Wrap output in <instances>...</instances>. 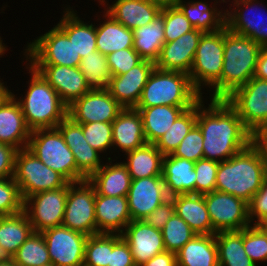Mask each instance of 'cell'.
<instances>
[{"label":"cell","mask_w":267,"mask_h":266,"mask_svg":"<svg viewBox=\"0 0 267 266\" xmlns=\"http://www.w3.org/2000/svg\"><path fill=\"white\" fill-rule=\"evenodd\" d=\"M204 96L197 102V120L203 136L204 159L223 162L250 145V131L225 99Z\"/></svg>","instance_id":"1"},{"label":"cell","mask_w":267,"mask_h":266,"mask_svg":"<svg viewBox=\"0 0 267 266\" xmlns=\"http://www.w3.org/2000/svg\"><path fill=\"white\" fill-rule=\"evenodd\" d=\"M261 49L251 38L234 34L225 26L223 68L220 79L209 90V99H225L254 77Z\"/></svg>","instance_id":"2"},{"label":"cell","mask_w":267,"mask_h":266,"mask_svg":"<svg viewBox=\"0 0 267 266\" xmlns=\"http://www.w3.org/2000/svg\"><path fill=\"white\" fill-rule=\"evenodd\" d=\"M26 69L31 75L25 96L17 97L11 90L9 92L19 102L25 122L31 131L37 129L56 128L67 116L68 106L52 86L28 63Z\"/></svg>","instance_id":"3"},{"label":"cell","mask_w":267,"mask_h":266,"mask_svg":"<svg viewBox=\"0 0 267 266\" xmlns=\"http://www.w3.org/2000/svg\"><path fill=\"white\" fill-rule=\"evenodd\" d=\"M265 177L261 156L250 144L228 160L219 162L215 190L249 203Z\"/></svg>","instance_id":"4"},{"label":"cell","mask_w":267,"mask_h":266,"mask_svg":"<svg viewBox=\"0 0 267 266\" xmlns=\"http://www.w3.org/2000/svg\"><path fill=\"white\" fill-rule=\"evenodd\" d=\"M202 97L192 85L188 74L154 68L136 107H192Z\"/></svg>","instance_id":"5"},{"label":"cell","mask_w":267,"mask_h":266,"mask_svg":"<svg viewBox=\"0 0 267 266\" xmlns=\"http://www.w3.org/2000/svg\"><path fill=\"white\" fill-rule=\"evenodd\" d=\"M27 149L69 183L87 179L77 169L74 155L57 127L31 131Z\"/></svg>","instance_id":"6"},{"label":"cell","mask_w":267,"mask_h":266,"mask_svg":"<svg viewBox=\"0 0 267 266\" xmlns=\"http://www.w3.org/2000/svg\"><path fill=\"white\" fill-rule=\"evenodd\" d=\"M24 47V57L29 65H61L78 67L81 61L73 42L54 25L46 33L36 37Z\"/></svg>","instance_id":"7"},{"label":"cell","mask_w":267,"mask_h":266,"mask_svg":"<svg viewBox=\"0 0 267 266\" xmlns=\"http://www.w3.org/2000/svg\"><path fill=\"white\" fill-rule=\"evenodd\" d=\"M23 201L38 192L65 187L69 182L47 167L27 148L17 151L13 176Z\"/></svg>","instance_id":"8"},{"label":"cell","mask_w":267,"mask_h":266,"mask_svg":"<svg viewBox=\"0 0 267 266\" xmlns=\"http://www.w3.org/2000/svg\"><path fill=\"white\" fill-rule=\"evenodd\" d=\"M223 53L224 28L202 35L189 72L192 85L201 95L204 94V86L211 88L220 79Z\"/></svg>","instance_id":"9"},{"label":"cell","mask_w":267,"mask_h":266,"mask_svg":"<svg viewBox=\"0 0 267 266\" xmlns=\"http://www.w3.org/2000/svg\"><path fill=\"white\" fill-rule=\"evenodd\" d=\"M95 198V188L88 179L68 183L62 225L87 236L96 234Z\"/></svg>","instance_id":"10"},{"label":"cell","mask_w":267,"mask_h":266,"mask_svg":"<svg viewBox=\"0 0 267 266\" xmlns=\"http://www.w3.org/2000/svg\"><path fill=\"white\" fill-rule=\"evenodd\" d=\"M68 184L55 190L38 192L27 197L23 211L27 214L34 232H43L63 223Z\"/></svg>","instance_id":"11"},{"label":"cell","mask_w":267,"mask_h":266,"mask_svg":"<svg viewBox=\"0 0 267 266\" xmlns=\"http://www.w3.org/2000/svg\"><path fill=\"white\" fill-rule=\"evenodd\" d=\"M259 2L258 0H237L231 2L229 10L228 8L225 10V26L230 32L251 38L261 47H267V18L264 15L266 14L264 13L265 11L263 12L265 10L262 7L264 3L262 4L261 0L260 5Z\"/></svg>","instance_id":"12"},{"label":"cell","mask_w":267,"mask_h":266,"mask_svg":"<svg viewBox=\"0 0 267 266\" xmlns=\"http://www.w3.org/2000/svg\"><path fill=\"white\" fill-rule=\"evenodd\" d=\"M225 100L251 132L267 118V80L252 77Z\"/></svg>","instance_id":"13"},{"label":"cell","mask_w":267,"mask_h":266,"mask_svg":"<svg viewBox=\"0 0 267 266\" xmlns=\"http://www.w3.org/2000/svg\"><path fill=\"white\" fill-rule=\"evenodd\" d=\"M204 200L216 233L242 230L251 225L248 203L244 200L217 190L204 194Z\"/></svg>","instance_id":"14"},{"label":"cell","mask_w":267,"mask_h":266,"mask_svg":"<svg viewBox=\"0 0 267 266\" xmlns=\"http://www.w3.org/2000/svg\"><path fill=\"white\" fill-rule=\"evenodd\" d=\"M42 233L51 263L55 266H83L88 236L63 225Z\"/></svg>","instance_id":"15"},{"label":"cell","mask_w":267,"mask_h":266,"mask_svg":"<svg viewBox=\"0 0 267 266\" xmlns=\"http://www.w3.org/2000/svg\"><path fill=\"white\" fill-rule=\"evenodd\" d=\"M124 109L107 88L94 89L74 100L67 109V116L79 124L113 122Z\"/></svg>","instance_id":"16"},{"label":"cell","mask_w":267,"mask_h":266,"mask_svg":"<svg viewBox=\"0 0 267 266\" xmlns=\"http://www.w3.org/2000/svg\"><path fill=\"white\" fill-rule=\"evenodd\" d=\"M128 209L133 220H143L155 208L166 201V193L162 176L133 179L127 195Z\"/></svg>","instance_id":"17"},{"label":"cell","mask_w":267,"mask_h":266,"mask_svg":"<svg viewBox=\"0 0 267 266\" xmlns=\"http://www.w3.org/2000/svg\"><path fill=\"white\" fill-rule=\"evenodd\" d=\"M154 68L155 62L143 59L128 72L112 76L107 89L122 107L135 108Z\"/></svg>","instance_id":"18"},{"label":"cell","mask_w":267,"mask_h":266,"mask_svg":"<svg viewBox=\"0 0 267 266\" xmlns=\"http://www.w3.org/2000/svg\"><path fill=\"white\" fill-rule=\"evenodd\" d=\"M30 66L43 76L67 106L91 90L85 76L78 67L61 65Z\"/></svg>","instance_id":"19"},{"label":"cell","mask_w":267,"mask_h":266,"mask_svg":"<svg viewBox=\"0 0 267 266\" xmlns=\"http://www.w3.org/2000/svg\"><path fill=\"white\" fill-rule=\"evenodd\" d=\"M57 128L74 155L77 169L88 179L103 166L101 153L87 143L82 124L76 123L70 117L66 116Z\"/></svg>","instance_id":"20"},{"label":"cell","mask_w":267,"mask_h":266,"mask_svg":"<svg viewBox=\"0 0 267 266\" xmlns=\"http://www.w3.org/2000/svg\"><path fill=\"white\" fill-rule=\"evenodd\" d=\"M204 32L192 30L172 42H165L155 61V68L189 75L199 41Z\"/></svg>","instance_id":"21"},{"label":"cell","mask_w":267,"mask_h":266,"mask_svg":"<svg viewBox=\"0 0 267 266\" xmlns=\"http://www.w3.org/2000/svg\"><path fill=\"white\" fill-rule=\"evenodd\" d=\"M121 236L132 251L136 266H141L155 255L166 251L161 230L151 227L143 220L131 221Z\"/></svg>","instance_id":"22"},{"label":"cell","mask_w":267,"mask_h":266,"mask_svg":"<svg viewBox=\"0 0 267 266\" xmlns=\"http://www.w3.org/2000/svg\"><path fill=\"white\" fill-rule=\"evenodd\" d=\"M30 135L20 104L8 91L0 99V143L24 149Z\"/></svg>","instance_id":"23"},{"label":"cell","mask_w":267,"mask_h":266,"mask_svg":"<svg viewBox=\"0 0 267 266\" xmlns=\"http://www.w3.org/2000/svg\"><path fill=\"white\" fill-rule=\"evenodd\" d=\"M98 3L104 5V10L117 22L131 30L154 21L162 9L151 0H115L111 5L107 0H98Z\"/></svg>","instance_id":"24"},{"label":"cell","mask_w":267,"mask_h":266,"mask_svg":"<svg viewBox=\"0 0 267 266\" xmlns=\"http://www.w3.org/2000/svg\"><path fill=\"white\" fill-rule=\"evenodd\" d=\"M95 220L97 233L121 234L132 221L127 196L96 195Z\"/></svg>","instance_id":"25"},{"label":"cell","mask_w":267,"mask_h":266,"mask_svg":"<svg viewBox=\"0 0 267 266\" xmlns=\"http://www.w3.org/2000/svg\"><path fill=\"white\" fill-rule=\"evenodd\" d=\"M113 152L133 151L145 145L142 117L135 108H124L112 122Z\"/></svg>","instance_id":"26"},{"label":"cell","mask_w":267,"mask_h":266,"mask_svg":"<svg viewBox=\"0 0 267 266\" xmlns=\"http://www.w3.org/2000/svg\"><path fill=\"white\" fill-rule=\"evenodd\" d=\"M195 162L172 154L163 159L162 178L169 197L177 194H196Z\"/></svg>","instance_id":"27"},{"label":"cell","mask_w":267,"mask_h":266,"mask_svg":"<svg viewBox=\"0 0 267 266\" xmlns=\"http://www.w3.org/2000/svg\"><path fill=\"white\" fill-rule=\"evenodd\" d=\"M63 17L60 18L57 26L67 35L69 40L73 42L76 54L81 59L88 56L89 53L97 51L96 45V24L86 23L83 18L71 8L70 5L64 6Z\"/></svg>","instance_id":"28"},{"label":"cell","mask_w":267,"mask_h":266,"mask_svg":"<svg viewBox=\"0 0 267 266\" xmlns=\"http://www.w3.org/2000/svg\"><path fill=\"white\" fill-rule=\"evenodd\" d=\"M107 161L88 181L94 186L96 195L127 196L132 179L126 165L122 161L112 163L110 156Z\"/></svg>","instance_id":"29"},{"label":"cell","mask_w":267,"mask_h":266,"mask_svg":"<svg viewBox=\"0 0 267 266\" xmlns=\"http://www.w3.org/2000/svg\"><path fill=\"white\" fill-rule=\"evenodd\" d=\"M176 214L181 217L198 235H213L212 222L207 210L204 195L177 194L171 196Z\"/></svg>","instance_id":"30"},{"label":"cell","mask_w":267,"mask_h":266,"mask_svg":"<svg viewBox=\"0 0 267 266\" xmlns=\"http://www.w3.org/2000/svg\"><path fill=\"white\" fill-rule=\"evenodd\" d=\"M213 5L208 2L188 0H177L175 5L189 20L194 29L204 33H212L225 27V9L220 10L218 0H213Z\"/></svg>","instance_id":"31"},{"label":"cell","mask_w":267,"mask_h":266,"mask_svg":"<svg viewBox=\"0 0 267 266\" xmlns=\"http://www.w3.org/2000/svg\"><path fill=\"white\" fill-rule=\"evenodd\" d=\"M101 16L104 22L96 25L97 51L107 56L117 50L133 48V30L117 22L105 10Z\"/></svg>","instance_id":"32"},{"label":"cell","mask_w":267,"mask_h":266,"mask_svg":"<svg viewBox=\"0 0 267 266\" xmlns=\"http://www.w3.org/2000/svg\"><path fill=\"white\" fill-rule=\"evenodd\" d=\"M176 260L178 266H219L215 234H196L176 253Z\"/></svg>","instance_id":"33"},{"label":"cell","mask_w":267,"mask_h":266,"mask_svg":"<svg viewBox=\"0 0 267 266\" xmlns=\"http://www.w3.org/2000/svg\"><path fill=\"white\" fill-rule=\"evenodd\" d=\"M188 108L190 107L168 105L135 107L142 117L146 142L155 144L170 129L177 117Z\"/></svg>","instance_id":"34"},{"label":"cell","mask_w":267,"mask_h":266,"mask_svg":"<svg viewBox=\"0 0 267 266\" xmlns=\"http://www.w3.org/2000/svg\"><path fill=\"white\" fill-rule=\"evenodd\" d=\"M122 161L131 176V179H141L153 176H162L164 155L155 144L146 143L140 148L127 152Z\"/></svg>","instance_id":"35"},{"label":"cell","mask_w":267,"mask_h":266,"mask_svg":"<svg viewBox=\"0 0 267 266\" xmlns=\"http://www.w3.org/2000/svg\"><path fill=\"white\" fill-rule=\"evenodd\" d=\"M33 232L32 224L24 211L0 216V247L10 258Z\"/></svg>","instance_id":"36"},{"label":"cell","mask_w":267,"mask_h":266,"mask_svg":"<svg viewBox=\"0 0 267 266\" xmlns=\"http://www.w3.org/2000/svg\"><path fill=\"white\" fill-rule=\"evenodd\" d=\"M133 32V48L143 59L155 62L165 43L164 18L158 15L154 21L135 28Z\"/></svg>","instance_id":"37"},{"label":"cell","mask_w":267,"mask_h":266,"mask_svg":"<svg viewBox=\"0 0 267 266\" xmlns=\"http://www.w3.org/2000/svg\"><path fill=\"white\" fill-rule=\"evenodd\" d=\"M215 239L219 266H257L245 252L243 229L217 232Z\"/></svg>","instance_id":"38"},{"label":"cell","mask_w":267,"mask_h":266,"mask_svg":"<svg viewBox=\"0 0 267 266\" xmlns=\"http://www.w3.org/2000/svg\"><path fill=\"white\" fill-rule=\"evenodd\" d=\"M197 120V103L184 110L170 129L155 143L156 148L165 156L172 154L180 142L189 133Z\"/></svg>","instance_id":"39"},{"label":"cell","mask_w":267,"mask_h":266,"mask_svg":"<svg viewBox=\"0 0 267 266\" xmlns=\"http://www.w3.org/2000/svg\"><path fill=\"white\" fill-rule=\"evenodd\" d=\"M78 68L85 76L91 90L105 89L109 86L112 74L107 57L99 51L89 53L81 59Z\"/></svg>","instance_id":"40"},{"label":"cell","mask_w":267,"mask_h":266,"mask_svg":"<svg viewBox=\"0 0 267 266\" xmlns=\"http://www.w3.org/2000/svg\"><path fill=\"white\" fill-rule=\"evenodd\" d=\"M18 266H43L51 263L41 232H33L11 258Z\"/></svg>","instance_id":"41"},{"label":"cell","mask_w":267,"mask_h":266,"mask_svg":"<svg viewBox=\"0 0 267 266\" xmlns=\"http://www.w3.org/2000/svg\"><path fill=\"white\" fill-rule=\"evenodd\" d=\"M166 251L177 253L196 233L176 212L161 230Z\"/></svg>","instance_id":"42"},{"label":"cell","mask_w":267,"mask_h":266,"mask_svg":"<svg viewBox=\"0 0 267 266\" xmlns=\"http://www.w3.org/2000/svg\"><path fill=\"white\" fill-rule=\"evenodd\" d=\"M110 252H112V233H97L88 236L83 266H108Z\"/></svg>","instance_id":"43"},{"label":"cell","mask_w":267,"mask_h":266,"mask_svg":"<svg viewBox=\"0 0 267 266\" xmlns=\"http://www.w3.org/2000/svg\"><path fill=\"white\" fill-rule=\"evenodd\" d=\"M160 15L164 18L165 42H172L194 30V26L176 5L162 6Z\"/></svg>","instance_id":"44"},{"label":"cell","mask_w":267,"mask_h":266,"mask_svg":"<svg viewBox=\"0 0 267 266\" xmlns=\"http://www.w3.org/2000/svg\"><path fill=\"white\" fill-rule=\"evenodd\" d=\"M243 246L248 257L257 266L260 261H267V234L259 225H250L243 229Z\"/></svg>","instance_id":"45"},{"label":"cell","mask_w":267,"mask_h":266,"mask_svg":"<svg viewBox=\"0 0 267 266\" xmlns=\"http://www.w3.org/2000/svg\"><path fill=\"white\" fill-rule=\"evenodd\" d=\"M82 130L87 143L100 153L112 152V122L83 123ZM105 151V152H104Z\"/></svg>","instance_id":"46"},{"label":"cell","mask_w":267,"mask_h":266,"mask_svg":"<svg viewBox=\"0 0 267 266\" xmlns=\"http://www.w3.org/2000/svg\"><path fill=\"white\" fill-rule=\"evenodd\" d=\"M23 199L13 177L0 179V216L23 211Z\"/></svg>","instance_id":"47"},{"label":"cell","mask_w":267,"mask_h":266,"mask_svg":"<svg viewBox=\"0 0 267 266\" xmlns=\"http://www.w3.org/2000/svg\"><path fill=\"white\" fill-rule=\"evenodd\" d=\"M178 158H185L197 162L203 159V136L197 124H195L189 133L180 142L179 146L172 153Z\"/></svg>","instance_id":"48"},{"label":"cell","mask_w":267,"mask_h":266,"mask_svg":"<svg viewBox=\"0 0 267 266\" xmlns=\"http://www.w3.org/2000/svg\"><path fill=\"white\" fill-rule=\"evenodd\" d=\"M219 162L200 159L195 162L196 194L204 195L215 190Z\"/></svg>","instance_id":"49"},{"label":"cell","mask_w":267,"mask_h":266,"mask_svg":"<svg viewBox=\"0 0 267 266\" xmlns=\"http://www.w3.org/2000/svg\"><path fill=\"white\" fill-rule=\"evenodd\" d=\"M106 57L112 76L128 72L143 60L134 48L117 50Z\"/></svg>","instance_id":"50"},{"label":"cell","mask_w":267,"mask_h":266,"mask_svg":"<svg viewBox=\"0 0 267 266\" xmlns=\"http://www.w3.org/2000/svg\"><path fill=\"white\" fill-rule=\"evenodd\" d=\"M248 218L251 225H259L267 219V177L248 203Z\"/></svg>","instance_id":"51"},{"label":"cell","mask_w":267,"mask_h":266,"mask_svg":"<svg viewBox=\"0 0 267 266\" xmlns=\"http://www.w3.org/2000/svg\"><path fill=\"white\" fill-rule=\"evenodd\" d=\"M108 266H136L132 251L121 234L112 233V252H110V264Z\"/></svg>","instance_id":"52"},{"label":"cell","mask_w":267,"mask_h":266,"mask_svg":"<svg viewBox=\"0 0 267 266\" xmlns=\"http://www.w3.org/2000/svg\"><path fill=\"white\" fill-rule=\"evenodd\" d=\"M175 213V205L171 197L155 208L143 221L156 229L162 230Z\"/></svg>","instance_id":"53"},{"label":"cell","mask_w":267,"mask_h":266,"mask_svg":"<svg viewBox=\"0 0 267 266\" xmlns=\"http://www.w3.org/2000/svg\"><path fill=\"white\" fill-rule=\"evenodd\" d=\"M17 151L10 145L0 143V179L14 176Z\"/></svg>","instance_id":"54"},{"label":"cell","mask_w":267,"mask_h":266,"mask_svg":"<svg viewBox=\"0 0 267 266\" xmlns=\"http://www.w3.org/2000/svg\"><path fill=\"white\" fill-rule=\"evenodd\" d=\"M250 144L253 147H267V118L251 131Z\"/></svg>","instance_id":"55"},{"label":"cell","mask_w":267,"mask_h":266,"mask_svg":"<svg viewBox=\"0 0 267 266\" xmlns=\"http://www.w3.org/2000/svg\"><path fill=\"white\" fill-rule=\"evenodd\" d=\"M141 266H178L176 260V254L164 251L152 257L149 261Z\"/></svg>","instance_id":"56"},{"label":"cell","mask_w":267,"mask_h":266,"mask_svg":"<svg viewBox=\"0 0 267 266\" xmlns=\"http://www.w3.org/2000/svg\"><path fill=\"white\" fill-rule=\"evenodd\" d=\"M254 77L267 80V47H262L260 51Z\"/></svg>","instance_id":"57"},{"label":"cell","mask_w":267,"mask_h":266,"mask_svg":"<svg viewBox=\"0 0 267 266\" xmlns=\"http://www.w3.org/2000/svg\"><path fill=\"white\" fill-rule=\"evenodd\" d=\"M254 148L259 152L261 156L264 172L267 177V147H254Z\"/></svg>","instance_id":"58"},{"label":"cell","mask_w":267,"mask_h":266,"mask_svg":"<svg viewBox=\"0 0 267 266\" xmlns=\"http://www.w3.org/2000/svg\"><path fill=\"white\" fill-rule=\"evenodd\" d=\"M155 3L160 4L161 6L175 5L177 0H151Z\"/></svg>","instance_id":"59"},{"label":"cell","mask_w":267,"mask_h":266,"mask_svg":"<svg viewBox=\"0 0 267 266\" xmlns=\"http://www.w3.org/2000/svg\"><path fill=\"white\" fill-rule=\"evenodd\" d=\"M0 78V99L9 91L7 84ZM5 84V85H4Z\"/></svg>","instance_id":"60"},{"label":"cell","mask_w":267,"mask_h":266,"mask_svg":"<svg viewBox=\"0 0 267 266\" xmlns=\"http://www.w3.org/2000/svg\"><path fill=\"white\" fill-rule=\"evenodd\" d=\"M8 46H6L4 43H3V40H2V37L0 36V57L2 58V56H4L5 52L7 51V48Z\"/></svg>","instance_id":"61"},{"label":"cell","mask_w":267,"mask_h":266,"mask_svg":"<svg viewBox=\"0 0 267 266\" xmlns=\"http://www.w3.org/2000/svg\"><path fill=\"white\" fill-rule=\"evenodd\" d=\"M8 259H10V257L5 253L4 249L0 247V263Z\"/></svg>","instance_id":"62"},{"label":"cell","mask_w":267,"mask_h":266,"mask_svg":"<svg viewBox=\"0 0 267 266\" xmlns=\"http://www.w3.org/2000/svg\"><path fill=\"white\" fill-rule=\"evenodd\" d=\"M0 266H18L11 258L0 263Z\"/></svg>","instance_id":"63"},{"label":"cell","mask_w":267,"mask_h":266,"mask_svg":"<svg viewBox=\"0 0 267 266\" xmlns=\"http://www.w3.org/2000/svg\"><path fill=\"white\" fill-rule=\"evenodd\" d=\"M259 226L262 228V230L267 234V219H265L263 222L259 224Z\"/></svg>","instance_id":"64"},{"label":"cell","mask_w":267,"mask_h":266,"mask_svg":"<svg viewBox=\"0 0 267 266\" xmlns=\"http://www.w3.org/2000/svg\"><path fill=\"white\" fill-rule=\"evenodd\" d=\"M234 1H237V0H233V1H230V0H228V1L227 0H219L220 3H227V2L231 3V2H234Z\"/></svg>","instance_id":"65"},{"label":"cell","mask_w":267,"mask_h":266,"mask_svg":"<svg viewBox=\"0 0 267 266\" xmlns=\"http://www.w3.org/2000/svg\"><path fill=\"white\" fill-rule=\"evenodd\" d=\"M43 266H55V265H53L52 263H50V264L43 265Z\"/></svg>","instance_id":"66"}]
</instances>
